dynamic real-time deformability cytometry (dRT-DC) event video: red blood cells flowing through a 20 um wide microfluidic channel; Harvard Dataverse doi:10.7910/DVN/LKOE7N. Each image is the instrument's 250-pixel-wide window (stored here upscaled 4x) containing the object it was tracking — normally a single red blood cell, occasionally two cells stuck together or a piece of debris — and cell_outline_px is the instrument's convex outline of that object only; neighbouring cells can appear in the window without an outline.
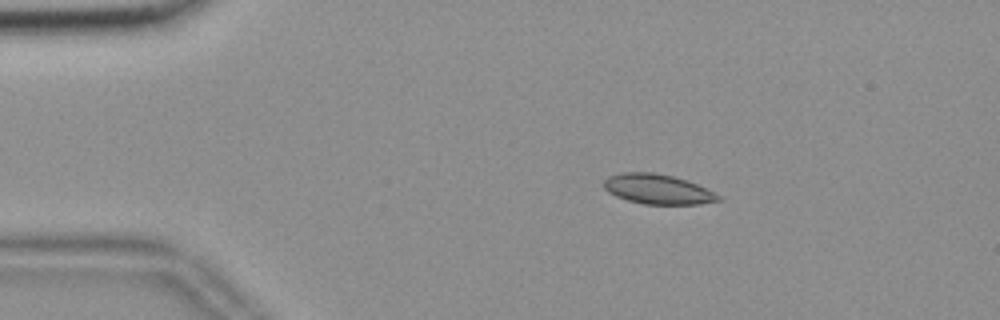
{"species": "common noctule bat (a hibernating species)", "species_latin": "Nyctalus noctula", "temperature_condition": "room temperature", "stored_images_in_passage": 47, "camera_frame_rate_fps": 3000, "um_per_image_px": 0.085, "animal": {"sex": "female", "body_mass_g": 18.4}, "frame": {"image": 1, "passage_image": 1, "time_ms": 0.0, "image_size_px": [1000, 320], "cell_outline_px": [[724, 200], [700, 204], [644, 204], [628, 200], [616, 196], [608, 192], [604, 188], [604, 180], [608, 176], [624, 172], [652, 172], [672, 176], [688, 180], [720, 196]], "centroid_in_image_um": [55.9, 16.08], "position_along_channel_um": 29.1, "area_um2": 19.83}}
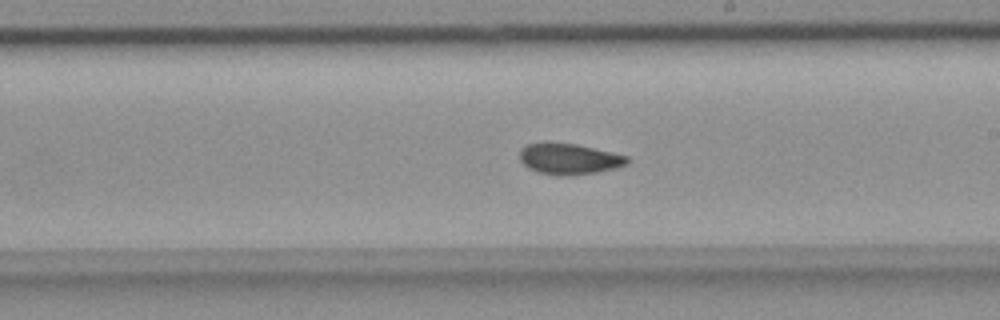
{"frame": {"image": 2, "passage_image": 23, "time_ms": 7.333, "image_size_px": [1000, 320], "cell_outline_px": [[628, 164], [616, 168], [596, 172], [568, 176], [556, 176], [536, 172], [528, 168], [520, 160], [520, 148], [528, 144], [544, 140], [548, 140], [576, 144], [612, 152], [628, 156]], "centroid_in_image_um": [48.32, 13.49], "position_along_channel_um": 240.7, "area_um2": 19.94}}
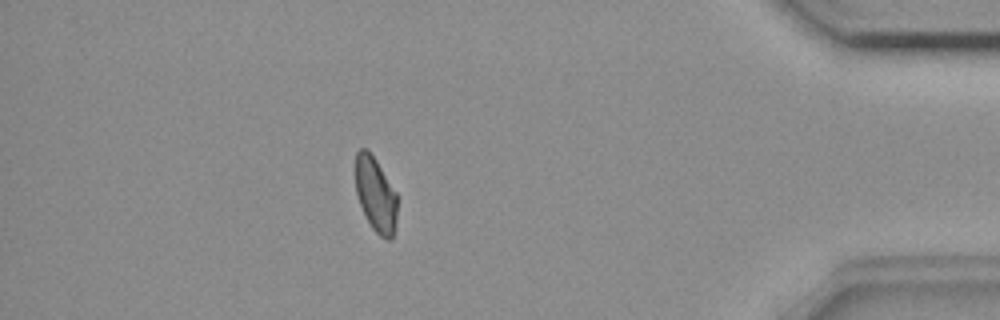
{"frame": {"image": 3, "passage_image": 40, "time_ms": 13.0, "image_size_px": [1000, 320], "cell_outline_px": [[396, 224], [392, 240], [388, 240], [380, 236], [372, 228], [360, 204], [356, 192], [356, 152], [360, 148], [368, 148], [376, 160], [396, 192]], "centroid_in_image_um": [31.93, 16.53], "position_along_channel_um": 403.3, "area_um2": 18.03}, "authors_computed_cell_mechanics": {"area_um2": 19.363, "velocity_mm_per_s": 3.6519, "shape_relaxation_time_tau1_ms": 7.1834, "shape_relaxation_time_tau2_ms": 2.2366, "deformation_change_tau1": 0.1113, "deformation_change_tau2": 0.0603}}